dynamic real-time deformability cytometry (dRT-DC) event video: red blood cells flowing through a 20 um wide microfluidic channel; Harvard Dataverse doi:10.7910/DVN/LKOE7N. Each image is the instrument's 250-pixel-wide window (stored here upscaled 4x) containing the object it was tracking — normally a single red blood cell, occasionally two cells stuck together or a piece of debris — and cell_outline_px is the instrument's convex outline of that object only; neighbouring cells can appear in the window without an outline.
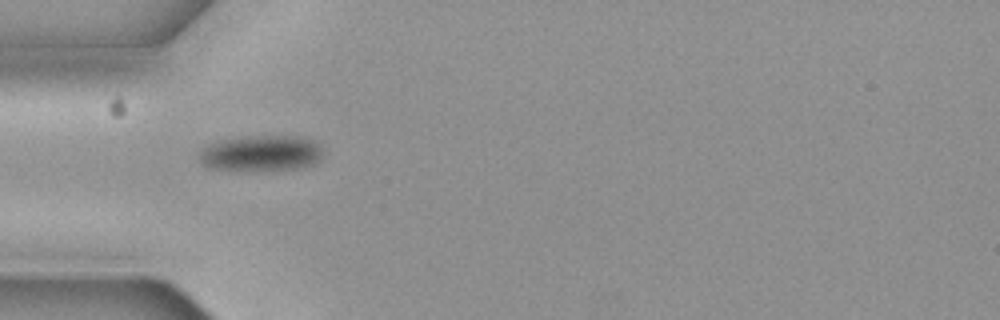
{"species": "common noctule bat (a hibernating species)", "species_latin": "Nyctalus noctula", "temperature_condition": "cold", "stored_images_in_passage": 2, "camera_frame_rate_fps": 3000, "um_per_image_px": 0.085, "animal": {"sex": "female", "body_mass_g": 19.3, "forearm_length_mm": 54.1}, "frame": {"image": 1, "passage_image": 1, "time_ms": 0.0, "image_size_px": [1000, 320], "cell_outline_px": [[320, 160], [304, 168], [208, 168], [200, 160], [200, 152], [208, 144], [216, 140], [248, 136], [300, 136], [312, 140], [320, 148]], "centroid_in_image_um": [22.18, 12.98], "position_along_channel_um": 62.8, "area_um2": 24.91}}